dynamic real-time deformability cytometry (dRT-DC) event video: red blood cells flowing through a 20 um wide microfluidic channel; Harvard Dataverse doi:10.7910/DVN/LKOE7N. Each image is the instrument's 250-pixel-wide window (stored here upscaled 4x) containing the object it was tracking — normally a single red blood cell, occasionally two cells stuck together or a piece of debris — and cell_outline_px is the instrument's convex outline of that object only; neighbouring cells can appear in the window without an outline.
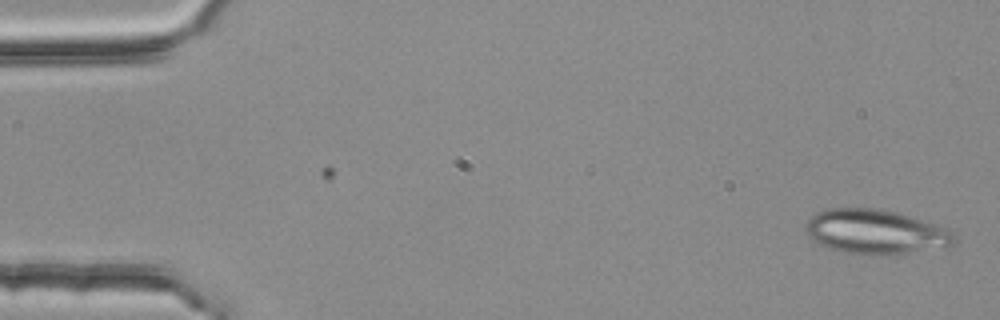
{"species": "common noctule bat (a hibernating species)", "species_latin": "Nyctalus noctula", "temperature_condition": "room temperature", "stored_images_in_passage": 2, "camera_frame_rate_fps": 3000, "um_per_image_px": 0.085, "animal": {"sex": "female", "body_mass_g": 25.1}, "frame": {"image": 1, "passage_image": 2, "time_ms": 0.333, "image_size_px": [1000, 320], "cell_outline_px": [[956, 240], [952, 248], [884, 256], [868, 256], [844, 252], [820, 244], [812, 240], [804, 232], [804, 224], [816, 212], [828, 208], [884, 208], [900, 212], [948, 228], [956, 236]], "centroid_in_image_um": [74.49, 19.72], "position_along_channel_um": 10.5, "area_um2": 39.88}}